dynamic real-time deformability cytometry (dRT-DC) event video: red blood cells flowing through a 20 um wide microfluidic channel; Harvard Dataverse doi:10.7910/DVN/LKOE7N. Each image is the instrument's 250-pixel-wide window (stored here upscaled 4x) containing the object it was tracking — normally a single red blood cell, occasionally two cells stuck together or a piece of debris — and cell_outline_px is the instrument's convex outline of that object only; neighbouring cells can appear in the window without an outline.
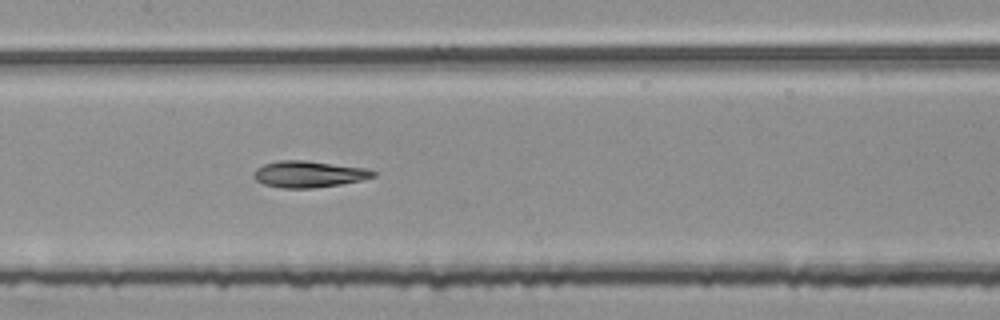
{"species": "common noctule bat (a hibernating species)", "species_latin": "Nyctalus noctula", "temperature_condition": "room temperature", "stored_images_in_passage": 6, "camera_frame_rate_fps": 3000, "um_per_image_px": 0.085, "animal": {"sex": "female", "body_mass_g": 25.1}, "frame": {"image": 1, "passage_image": 6, "time_ms": 1.667, "image_size_px": [1000, 320], "cell_outline_px": [[376, 176], [360, 180], [340, 184], [312, 188], [280, 188], [264, 184], [256, 180], [252, 176], [252, 172], [256, 168], [264, 164], [280, 160], [304, 160], [368, 168], [376, 172]], "centroid_in_image_um": [26.22, 14.8], "position_along_channel_um": 181.2, "area_um2": 18.5}}